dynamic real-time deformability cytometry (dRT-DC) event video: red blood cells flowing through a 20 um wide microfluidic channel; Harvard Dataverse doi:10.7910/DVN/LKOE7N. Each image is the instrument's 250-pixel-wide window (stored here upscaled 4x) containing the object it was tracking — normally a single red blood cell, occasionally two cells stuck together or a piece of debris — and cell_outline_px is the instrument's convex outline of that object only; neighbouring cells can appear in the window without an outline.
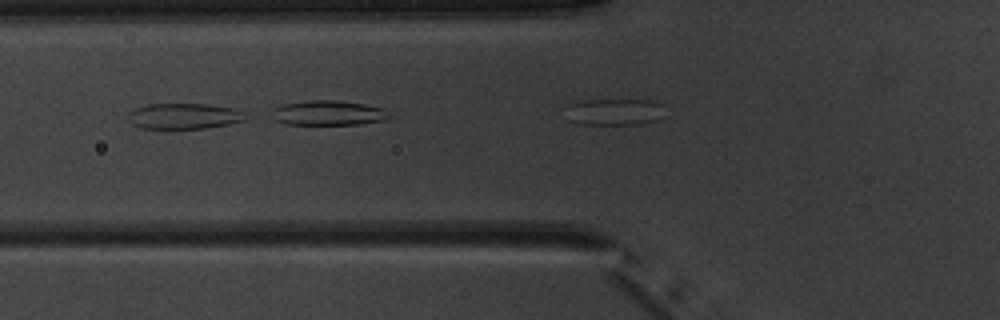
{"species": "common noctule bat (a hibernating species)", "species_latin": "Nyctalus noctula", "temperature_condition": "warm", "stored_images_in_passage": 6, "camera_frame_rate_fps": 3000, "um_per_image_px": 0.085, "animal": {"sex": "male", "body_mass_g": 20.1, "forearm_length_mm": 53.5}, "frame": {"image": 1, "passage_image": 5, "time_ms": 5.667, "image_size_px": [1000, 320], "cell_outline_px": [[244, 120], [228, 124], [204, 128], [140, 128], [132, 124], [128, 120], [128, 112], [136, 108], [148, 104], [208, 104], [236, 108], [244, 112]], "centroid_in_image_um": [15.62, 9.86], "position_along_channel_um": 110.2, "area_um2": 17.51}}